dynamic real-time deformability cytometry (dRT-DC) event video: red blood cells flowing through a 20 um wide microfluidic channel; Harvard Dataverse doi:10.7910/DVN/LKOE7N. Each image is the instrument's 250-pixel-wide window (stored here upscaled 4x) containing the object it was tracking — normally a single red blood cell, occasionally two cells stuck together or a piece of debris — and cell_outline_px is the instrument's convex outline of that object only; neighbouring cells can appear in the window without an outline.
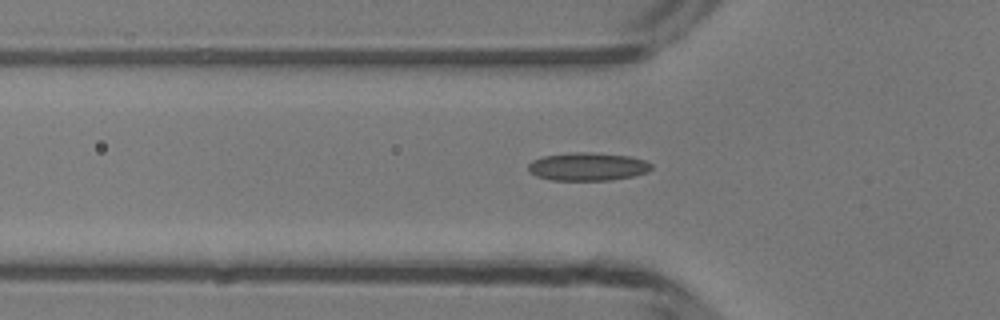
{"species": "common noctule bat (a hibernating species)", "species_latin": "Nyctalus noctula", "temperature_condition": "room temperature", "stored_images_in_passage": 34, "camera_frame_rate_fps": 3000, "um_per_image_px": 0.085, "animal": {"sex": "male", "body_mass_g": 13.3}, "frame": {"image": 1, "passage_image": 7, "time_ms": 2.0, "image_size_px": [1000, 320], "cell_outline_px": [[652, 168], [648, 172], [636, 176], [612, 180], [552, 180], [536, 176], [528, 172], [528, 164], [532, 160], [544, 156], [572, 152], [592, 152], [632, 156], [644, 160], [652, 164]], "centroid_in_image_um": [49.97, 14.16], "position_along_channel_um": 75.8, "area_um2": 20.46}}
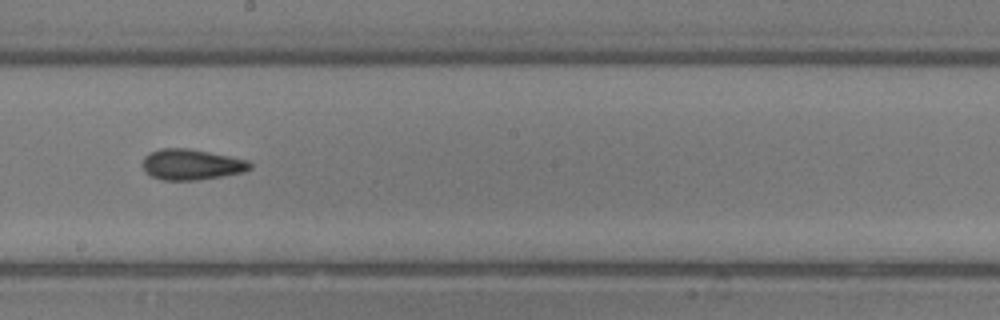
{"frame": {"image": 2, "passage_image": 18, "time_ms": 5.667, "image_size_px": [1000, 320], "cell_outline_px": [[252, 168], [244, 172], [200, 180], [164, 180], [152, 176], [144, 168], [144, 156], [148, 152], [160, 148], [188, 148], [248, 160], [252, 164]], "centroid_in_image_um": [16.3, 13.98], "position_along_channel_um": 231.9, "area_um2": 19.13}}
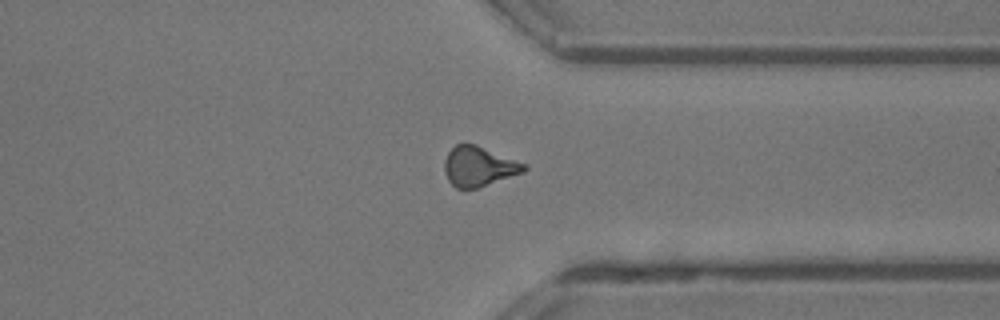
{"frame": {"image": 3, "passage_image": 28, "time_ms": 9.0, "image_size_px": [1000, 320], "cell_outline_px": [[528, 168], [524, 172], [476, 188], [456, 188], [448, 180], [444, 172], [444, 160], [448, 152], [456, 144], [476, 144], [528, 164]], "centroid_in_image_um": [40.71, 14.13], "position_along_channel_um": 370.7, "area_um2": 18.5}, "authors_computed_cell_mechanics": {"area_um2": 18.8428, "velocity_mm_per_s": 4.2295, "shape_relaxation_time_tau1_ms": 4.9081, "shape_relaxation_time_tau2_ms": 2.3871, "deformation_change_tau1": 0.1168, "deformation_change_tau2": 0.1091}}